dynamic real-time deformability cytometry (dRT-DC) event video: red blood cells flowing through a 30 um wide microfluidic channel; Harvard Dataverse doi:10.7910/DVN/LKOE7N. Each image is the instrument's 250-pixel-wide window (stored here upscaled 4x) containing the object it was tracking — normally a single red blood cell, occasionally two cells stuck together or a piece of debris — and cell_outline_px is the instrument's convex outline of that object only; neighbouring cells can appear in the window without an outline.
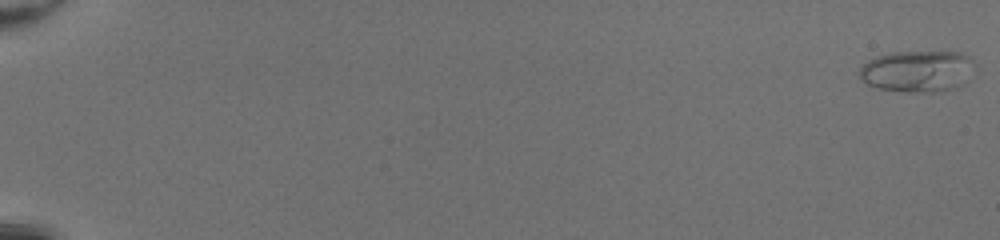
{"species": "common noctule bat (a hibernating species)", "species_latin": "Nyctalus noctula", "temperature_condition": "room temperature", "stored_images_in_passage": 51, "camera_frame_rate_fps": 3000, "um_per_image_px": 0.085, "animal": {"sex": "female", "body_mass_g": 20.0, "forearm_length_mm": 54.0}, "frame": {"image": 1, "passage_image": 1, "time_ms": 0.0, "image_size_px": [1000, 240], "cell_outline_px": [[976, 64], [968, 80], [964, 84], [956, 88], [940, 92], [904, 92], [876, 88], [860, 80], [860, 68], [868, 60], [876, 56], [892, 52], [960, 52], [968, 56]], "centroid_in_image_um": [78.01, 6.06], "position_along_channel_um": 7.0, "area_um2": 28.32}}
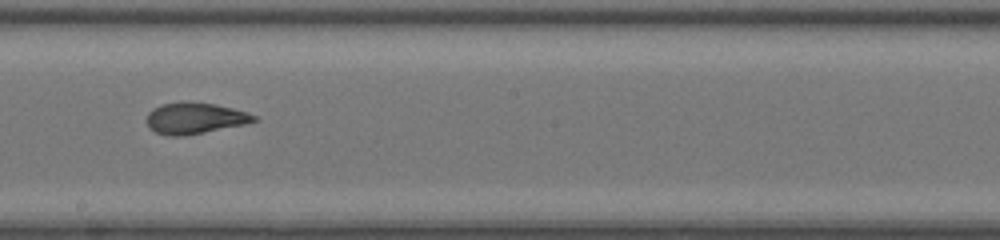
{"frame": {"image": 2, "passage_image": 32, "time_ms": 10.333, "image_size_px": [1000, 240], "cell_outline_px": [[260, 120], [244, 124], [184, 136], [168, 136], [156, 132], [148, 128], [144, 120], [148, 112], [152, 108], [160, 104], [180, 100], [184, 100], [216, 104], [248, 112], [256, 116]], "centroid_in_image_um": [16.5, 10.02], "position_along_channel_um": 231.7, "area_um2": 20.06}}
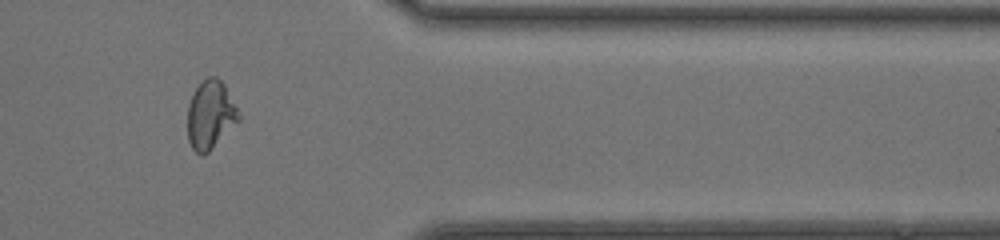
{"frame": {"image": 3, "passage_image": 44, "time_ms": 14.333, "image_size_px": [1000, 240], "cell_outline_px": [[240, 120], [204, 156], [200, 156], [192, 148], [188, 140], [188, 104], [196, 88], [208, 76], [216, 76], [224, 84], [240, 116]], "centroid_in_image_um": [17.87, 9.79], "position_along_channel_um": 393.5, "area_um2": 20.11}, "authors_computed_cell_mechanics": {"area_um2": 20.1144, "velocity_mm_per_s": 4.3102, "shape_relaxation_time_tau1_ms": 9.6051, "shape_relaxation_time_tau2_ms": 0.7549, "deformation_change_tau1": 0.3508, "deformation_change_tau2": 0.078}}